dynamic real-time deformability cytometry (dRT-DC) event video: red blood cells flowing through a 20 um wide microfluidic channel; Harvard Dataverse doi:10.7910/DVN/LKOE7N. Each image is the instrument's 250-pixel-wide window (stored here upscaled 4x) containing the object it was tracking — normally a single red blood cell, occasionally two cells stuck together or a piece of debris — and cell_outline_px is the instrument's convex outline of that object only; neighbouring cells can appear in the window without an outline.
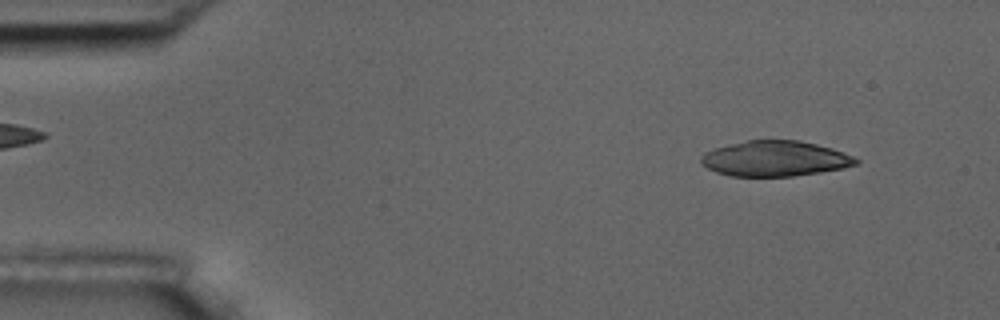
{"species": "common noctule bat (a hibernating species)", "species_latin": "Nyctalus noctula", "temperature_condition": "room temperature", "stored_images_in_passage": 31, "camera_frame_rate_fps": 3000, "um_per_image_px": 0.085, "animal": {"sex": "male", "body_mass_g": 17.5, "forearm_length_mm": 52.3}, "frame": {"image": 1, "passage_image": 3, "time_ms": 0.667, "image_size_px": [1000, 320], "cell_outline_px": [[860, 164], [844, 168], [820, 172], [792, 176], [732, 176], [716, 172], [700, 164], [700, 156], [704, 152], [716, 148], [744, 140], [800, 140], [832, 148], [844, 152], [860, 160]], "centroid_in_image_um": [65.89, 13.48], "position_along_channel_um": 19.1, "area_um2": 32.14}}